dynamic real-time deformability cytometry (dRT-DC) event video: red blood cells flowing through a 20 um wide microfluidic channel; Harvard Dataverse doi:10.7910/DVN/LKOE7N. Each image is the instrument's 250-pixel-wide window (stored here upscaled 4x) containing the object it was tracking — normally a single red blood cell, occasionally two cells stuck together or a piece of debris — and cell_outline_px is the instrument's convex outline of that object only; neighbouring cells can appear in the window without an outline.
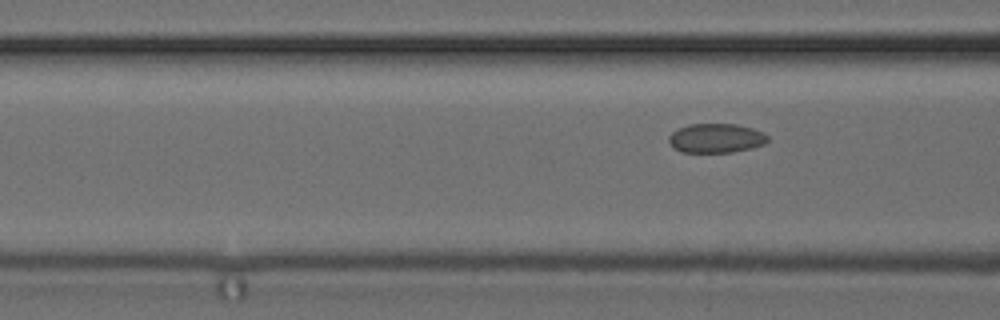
{"species": "common noctule bat (a hibernating species)", "species_latin": "Nyctalus noctula", "temperature_condition": "cold", "stored_images_in_passage": 5, "camera_frame_rate_fps": 3000, "um_per_image_px": 0.085, "animal": {"sex": "female", "body_mass_g": 24.6, "forearm_length_mm": 56.2}, "frame": {"image": 1, "passage_image": 5, "time_ms": 1.333, "image_size_px": [1000, 320], "cell_outline_px": [[768, 140], [764, 144], [752, 148], [732, 152], [680, 152], [672, 148], [668, 140], [668, 136], [672, 132], [688, 124], [736, 124], [752, 128], [764, 132], [768, 136]], "centroid_in_image_um": [60.85, 11.75], "position_along_channel_um": 105.7, "area_um2": 16.99}}